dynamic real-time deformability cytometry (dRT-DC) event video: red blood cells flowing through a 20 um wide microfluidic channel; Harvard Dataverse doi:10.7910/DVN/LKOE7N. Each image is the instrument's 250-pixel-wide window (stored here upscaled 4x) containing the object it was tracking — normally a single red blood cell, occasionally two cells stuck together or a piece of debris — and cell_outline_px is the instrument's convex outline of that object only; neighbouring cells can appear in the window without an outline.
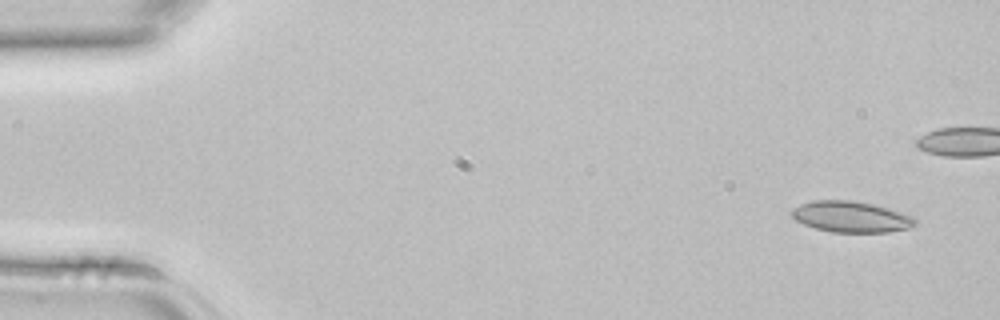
{"species": "common noctule bat (a hibernating species)", "species_latin": "Nyctalus noctula", "temperature_condition": "room temperature", "stored_images_in_passage": 5, "camera_frame_rate_fps": 3000, "um_per_image_px": 0.085, "animal": {"sex": "female", "body_mass_g": 22.7, "forearm_length_mm": 54.2}, "frame": {"image": 1, "passage_image": 1, "time_ms": 0.0, "image_size_px": [1000, 320], "cell_outline_px": [[916, 224], [912, 228], [888, 232], [832, 232], [816, 228], [804, 224], [796, 220], [788, 212], [792, 208], [800, 204], [812, 200], [852, 200], [872, 204], [904, 212], [912, 216], [916, 220]], "centroid_in_image_um": [72.34, 18.42], "position_along_channel_um": 12.7, "area_um2": 22.54}}